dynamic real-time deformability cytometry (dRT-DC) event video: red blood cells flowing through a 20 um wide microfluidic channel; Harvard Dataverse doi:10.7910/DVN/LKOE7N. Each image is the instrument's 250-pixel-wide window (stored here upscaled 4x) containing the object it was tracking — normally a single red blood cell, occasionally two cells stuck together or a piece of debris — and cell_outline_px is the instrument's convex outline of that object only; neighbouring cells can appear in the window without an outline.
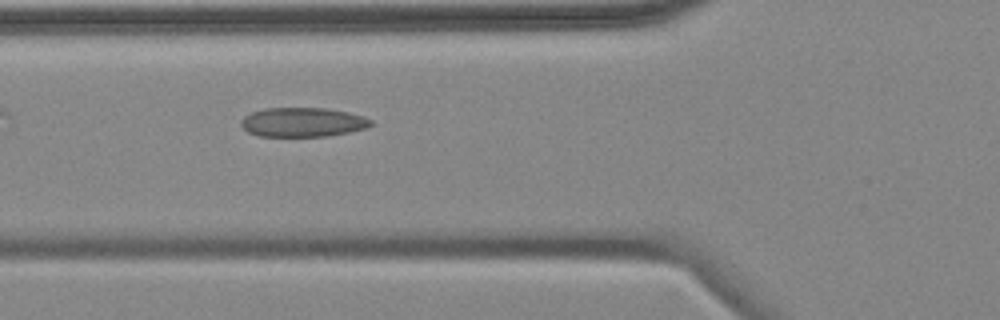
{"species": "common noctule bat (a hibernating species)", "species_latin": "Nyctalus noctula", "temperature_condition": "cold", "stored_images_in_passage": 2, "camera_frame_rate_fps": 3000, "um_per_image_px": 0.085, "animal": {"sex": "female", "body_mass_g": 18.4}, "frame": {"image": 1, "passage_image": 2, "time_ms": 2.0, "image_size_px": [1000, 320], "cell_outline_px": [[372, 124], [368, 128], [328, 136], [260, 136], [248, 132], [240, 124], [240, 120], [244, 116], [252, 112], [264, 108], [328, 108], [348, 112], [364, 116], [372, 120]], "centroid_in_image_um": [25.74, 10.38], "position_along_channel_um": 100.1, "area_um2": 22.25}}